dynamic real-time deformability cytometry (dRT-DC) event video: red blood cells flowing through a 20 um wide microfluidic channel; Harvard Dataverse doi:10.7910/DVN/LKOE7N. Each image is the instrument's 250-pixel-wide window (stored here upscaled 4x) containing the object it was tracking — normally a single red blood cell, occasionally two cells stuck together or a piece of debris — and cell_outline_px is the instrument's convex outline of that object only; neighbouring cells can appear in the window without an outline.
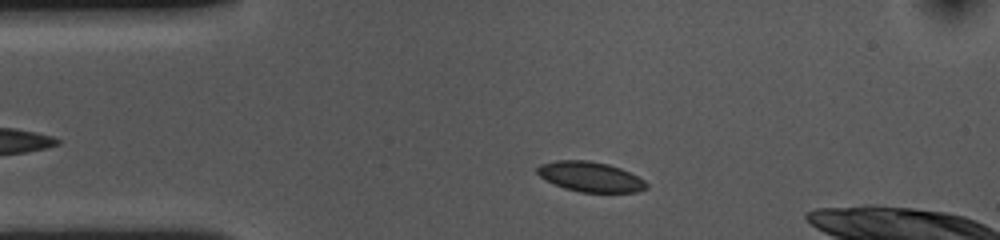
{"species": "common noctule bat (a hibernating species)", "species_latin": "Nyctalus noctula", "temperature_condition": "cold", "stored_images_in_passage": 17, "camera_frame_rate_fps": 3000, "um_per_image_px": 0.085, "animal": {"sex": "female", "body_mass_g": 10.0, "forearm_length_mm": 53.1}, "frame": {"image": 1, "passage_image": 5, "time_ms": 1.333, "image_size_px": [1000, 240], "cell_outline_px": [[648, 188], [636, 192], [580, 192], [564, 188], [540, 176], [536, 172], [536, 168], [540, 164], [556, 160], [588, 160], [608, 164], [620, 168], [644, 180], [648, 184]], "centroid_in_image_um": [50.18, 15.02], "position_along_channel_um": 34.8, "area_um2": 18.96}}
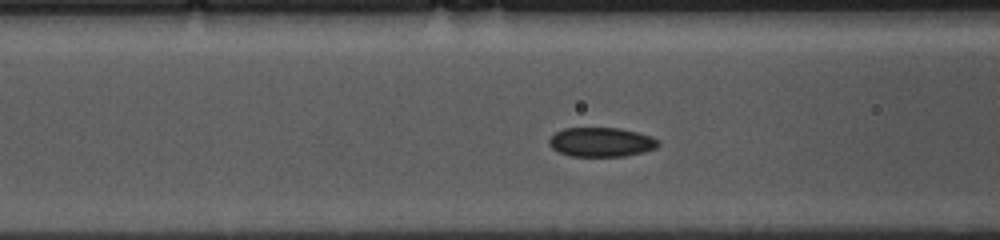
{"frame": {"image": 2, "passage_image": 14, "time_ms": 4.333, "image_size_px": [1000, 240], "cell_outline_px": [[660, 144], [656, 148], [644, 152], [624, 156], [572, 156], [560, 152], [552, 148], [548, 144], [548, 140], [556, 132], [564, 128], [620, 128], [652, 136], [660, 140]], "centroid_in_image_um": [51.13, 12.08], "position_along_channel_um": 115.5, "area_um2": 18.67}}
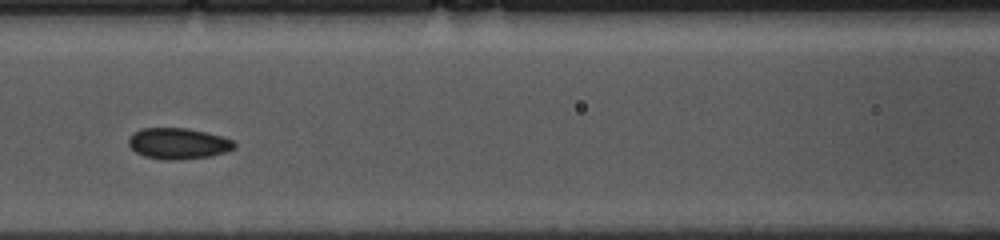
{"frame": {"image": 3, "passage_image": 17, "time_ms": 5.333, "image_size_px": [1000, 240], "cell_outline_px": [[236, 148], [212, 156], [180, 160], [164, 160], [144, 156], [136, 152], [128, 144], [128, 136], [132, 132], [140, 128], [188, 128], [220, 136], [232, 140], [236, 144]], "centroid_in_image_um": [15.11, 12.2], "position_along_channel_um": 151.5, "area_um2": 19.31}}